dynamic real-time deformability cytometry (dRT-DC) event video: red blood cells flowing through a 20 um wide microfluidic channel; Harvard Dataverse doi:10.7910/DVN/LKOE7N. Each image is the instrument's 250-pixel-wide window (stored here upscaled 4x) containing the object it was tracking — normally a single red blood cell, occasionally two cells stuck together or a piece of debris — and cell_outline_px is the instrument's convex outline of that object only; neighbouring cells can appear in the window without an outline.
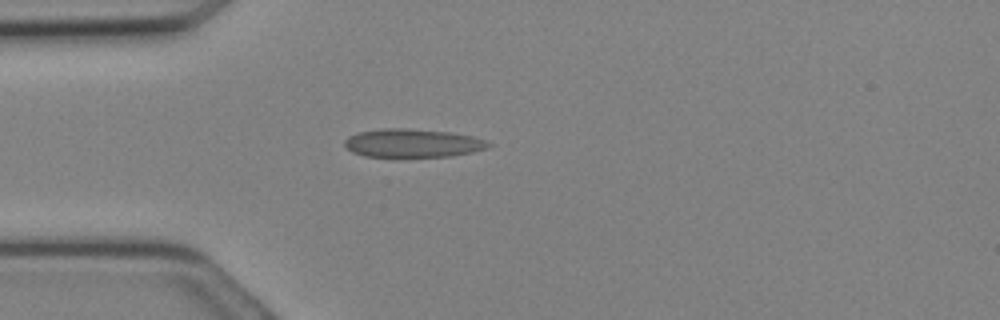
{"species": "Egyptian fruit bat (a non-hibernating species)", "species_latin": "Rousettus aegyptiacus", "temperature_condition": "cold", "stored_images_in_passage": 9, "camera_frame_rate_fps": 3000, "um_per_image_px": 0.085, "animal": {"sex": "female"}, "frame": {"image": 1, "passage_image": 1, "time_ms": 0.0, "image_size_px": [1000, 320], "cell_outline_px": [[496, 144], [488, 148], [472, 152], [452, 156], [396, 160], [392, 160], [364, 156], [352, 152], [344, 144], [344, 140], [348, 136], [360, 132], [380, 128], [404, 128], [448, 132], [472, 136]], "centroid_in_image_um": [35.05, 12.22], "position_along_channel_um": 49.9, "area_um2": 25.03}}
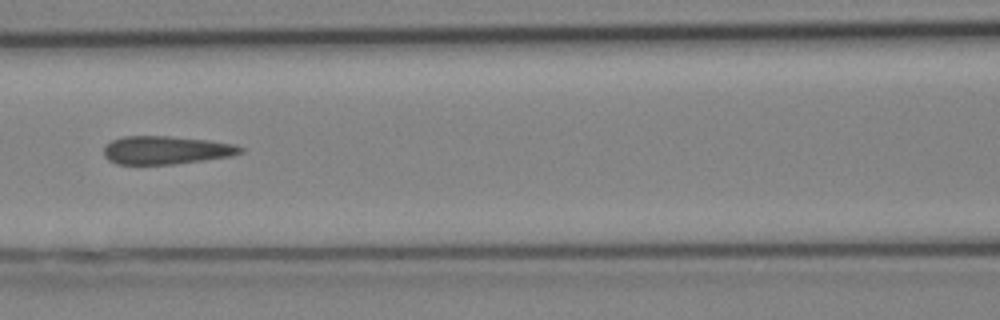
{"frame": {"image": 2, "passage_image": 6, "time_ms": 1.667, "image_size_px": [1000, 320], "cell_outline_px": [[244, 152], [232, 156], [204, 160], [172, 164], [116, 164], [108, 160], [104, 156], [104, 148], [112, 140], [124, 136], [168, 136], [208, 140], [236, 144], [244, 148]], "centroid_in_image_um": [14.15, 12.76], "position_along_channel_um": 152.5, "area_um2": 22.48}}
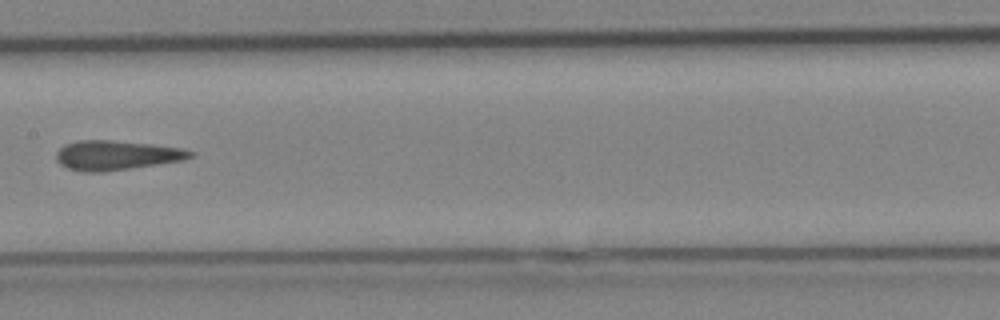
{"frame": {"image": 3, "passage_image": 8, "time_ms": 2.333, "image_size_px": [1000, 320], "cell_outline_px": [[196, 156], [184, 160], [132, 168], [104, 172], [84, 172], [68, 168], [60, 164], [56, 160], [56, 152], [64, 144], [80, 140], [112, 140], [152, 144], [184, 148], [196, 152]], "centroid_in_image_um": [9.94, 13.19], "position_along_channel_um": 197.5, "area_um2": 23.35}}